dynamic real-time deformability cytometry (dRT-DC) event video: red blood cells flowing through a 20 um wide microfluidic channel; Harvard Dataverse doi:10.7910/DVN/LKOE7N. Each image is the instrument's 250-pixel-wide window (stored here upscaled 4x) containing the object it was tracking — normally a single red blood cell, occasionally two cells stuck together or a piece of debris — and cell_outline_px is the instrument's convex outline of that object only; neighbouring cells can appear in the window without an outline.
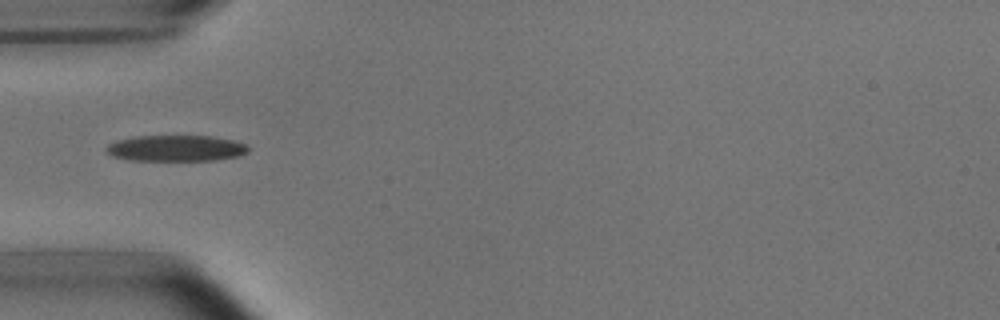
{"species": "common noctule bat (a hibernating species)", "species_latin": "Nyctalus noctula", "temperature_condition": "room temperature", "stored_images_in_passage": 5, "camera_frame_rate_fps": 3000, "um_per_image_px": 0.085, "animal": {"sex": "male", "body_mass_g": 15.6}, "frame": {"image": 1, "passage_image": 5, "time_ms": 1.333, "image_size_px": [1000, 320], "cell_outline_px": [[248, 152], [240, 156], [216, 160], [128, 160], [112, 156], [104, 152], [104, 148], [108, 144], [116, 140], [136, 136], [212, 136], [232, 140], [244, 144], [248, 148]], "centroid_in_image_um": [14.9, 12.6], "position_along_channel_um": 70.1, "area_um2": 21.68}}